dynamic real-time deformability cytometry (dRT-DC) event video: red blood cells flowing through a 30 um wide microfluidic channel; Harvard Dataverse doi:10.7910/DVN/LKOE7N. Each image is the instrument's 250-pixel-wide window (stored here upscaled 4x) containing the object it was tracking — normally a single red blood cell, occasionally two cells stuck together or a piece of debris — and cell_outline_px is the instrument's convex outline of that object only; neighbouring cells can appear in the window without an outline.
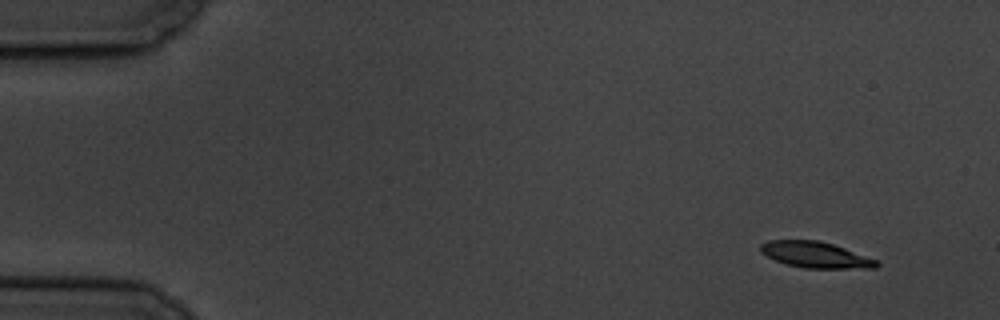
{"species": "common noctule bat (a hibernating species)", "species_latin": "Nyctalus noctula", "temperature_condition": "cold", "stored_images_in_passage": 5, "camera_frame_rate_fps": 3000, "um_per_image_px": 0.085, "animal": {"sex": "male", "body_mass_g": 19.5, "forearm_length_mm": 54.6}, "frame": {"image": 1, "passage_image": 1, "time_ms": 0.0, "image_size_px": [1000, 320], "cell_outline_px": [[880, 264], [876, 268], [804, 268], [784, 264], [760, 252], [760, 244], [768, 240], [820, 240], [880, 260]], "centroid_in_image_um": [69.34, 21.66], "position_along_channel_um": 15.7, "area_um2": 17.74}}
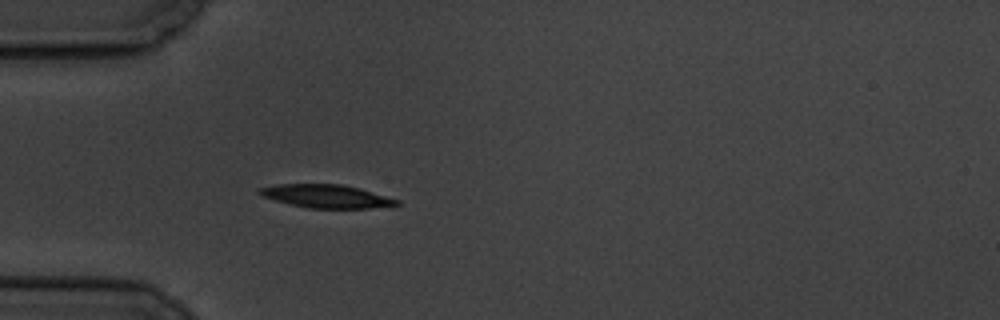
{"frame": {"image": 2, "passage_image": 5, "time_ms": 4.333, "image_size_px": [1000, 320], "cell_outline_px": [[400, 204], [368, 208], [308, 208], [288, 204], [264, 196], [256, 192], [260, 188], [276, 184], [340, 184], [360, 188], [400, 200]], "centroid_in_image_um": [27.74, 16.67], "position_along_channel_um": 57.3, "area_um2": 18.44}}